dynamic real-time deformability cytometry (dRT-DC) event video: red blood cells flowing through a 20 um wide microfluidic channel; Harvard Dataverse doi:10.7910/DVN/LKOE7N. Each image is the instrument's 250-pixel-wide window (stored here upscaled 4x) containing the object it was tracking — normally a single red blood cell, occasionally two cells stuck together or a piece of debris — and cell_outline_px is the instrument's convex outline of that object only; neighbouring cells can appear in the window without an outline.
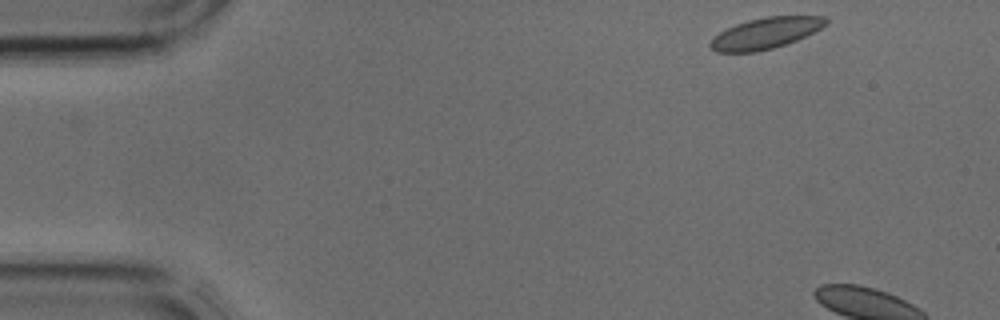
{"species": "common noctule bat (a hibernating species)", "species_latin": "Nyctalus noctula", "temperature_condition": "cold", "stored_images_in_passage": 4, "camera_frame_rate_fps": 3000, "um_per_image_px": 0.085, "animal": {"sex": "male", "body_mass_g": 17.9, "forearm_length_mm": 54.2}, "frame": {"image": 1, "passage_image": 1, "time_ms": 0.0, "image_size_px": [1000, 320], "cell_outline_px": [[828, 24], [796, 40], [772, 48], [756, 52], [716, 52], [708, 44], [720, 32], [736, 24], [748, 20], [768, 16], [824, 16], [828, 20]], "centroid_in_image_um": [65.07, 2.81], "position_along_channel_um": 19.9, "area_um2": 20.58}}